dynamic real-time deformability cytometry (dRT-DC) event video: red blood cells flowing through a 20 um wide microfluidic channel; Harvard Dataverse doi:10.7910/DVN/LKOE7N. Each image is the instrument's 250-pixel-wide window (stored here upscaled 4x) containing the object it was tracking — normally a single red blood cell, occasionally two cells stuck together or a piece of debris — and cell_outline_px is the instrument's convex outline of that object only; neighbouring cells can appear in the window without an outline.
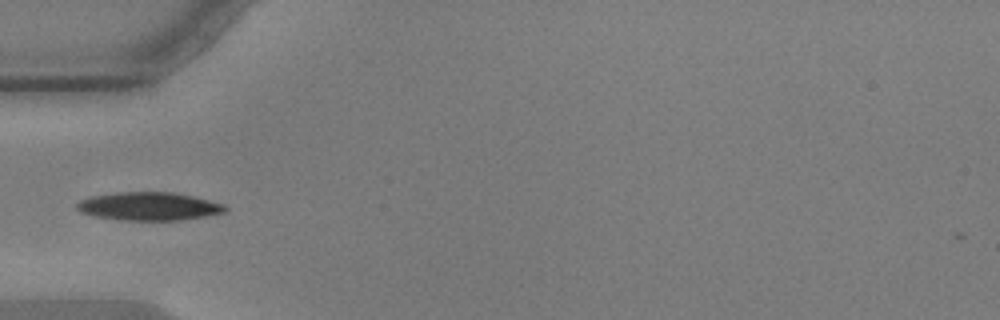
{"species": "common noctule bat (a hibernating species)", "species_latin": "Nyctalus noctula", "temperature_condition": "warm", "stored_images_in_passage": 39, "camera_frame_rate_fps": 3000, "um_per_image_px": 0.085, "animal": {"sex": "male", "body_mass_g": 17.9, "forearm_length_mm": 54.2}, "frame": {"image": 1, "passage_image": 1, "time_ms": 0.0, "image_size_px": [1000, 320], "cell_outline_px": [[228, 208], [224, 212], [204, 216], [180, 220], [124, 220], [96, 216], [80, 212], [76, 208], [76, 204], [80, 200], [92, 196], [116, 192], [172, 192], [192, 196], [224, 204]], "centroid_in_image_um": [12.64, 17.53], "position_along_channel_um": 72.4, "area_um2": 24.16}}
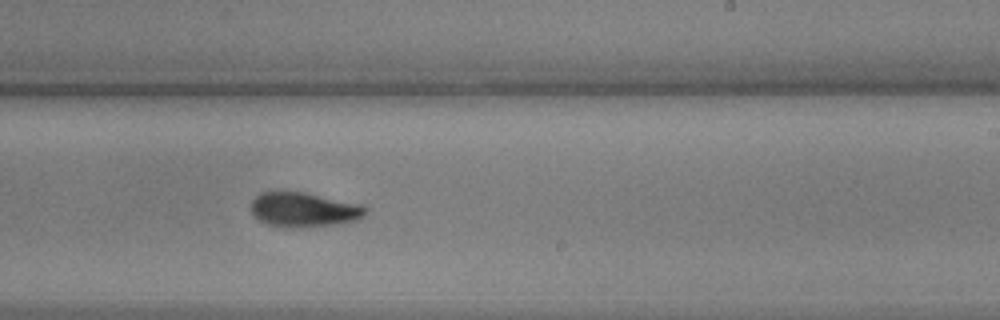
{"frame": {"image": 2, "passage_image": 17, "time_ms": 5.333, "image_size_px": [1000, 320], "cell_outline_px": [[368, 208], [364, 216], [356, 220], [336, 224], [300, 228], [288, 228], [268, 224], [260, 220], [252, 212], [252, 200], [260, 192], [304, 192], [364, 204]], "centroid_in_image_um": [25.88, 17.82], "position_along_channel_um": 263.1, "area_um2": 23.18}}
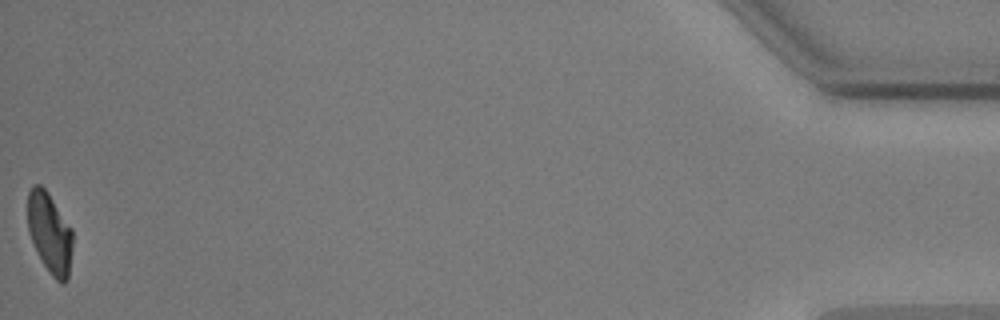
{"frame": {"image": 3, "passage_image": 39, "time_ms": 12.667, "image_size_px": [1000, 320], "cell_outline_px": [[72, 248], [68, 280], [64, 284], [60, 284], [52, 276], [44, 264], [28, 232], [28, 192], [32, 184], [40, 184], [48, 192], [72, 228]], "centroid_in_image_um": [4.24, 19.79], "position_along_channel_um": 431.0, "area_um2": 21.1}, "authors_computed_cell_mechanics": {"area_um2": 22.8888, "velocity_mm_per_s": 3.5693, "shape_relaxation_time_tau1_ms": 3.3153, "shape_relaxation_time_tau2_ms": 2.7986, "deformation_change_tau1": 0.1427, "deformation_change_tau2": 0.076}}